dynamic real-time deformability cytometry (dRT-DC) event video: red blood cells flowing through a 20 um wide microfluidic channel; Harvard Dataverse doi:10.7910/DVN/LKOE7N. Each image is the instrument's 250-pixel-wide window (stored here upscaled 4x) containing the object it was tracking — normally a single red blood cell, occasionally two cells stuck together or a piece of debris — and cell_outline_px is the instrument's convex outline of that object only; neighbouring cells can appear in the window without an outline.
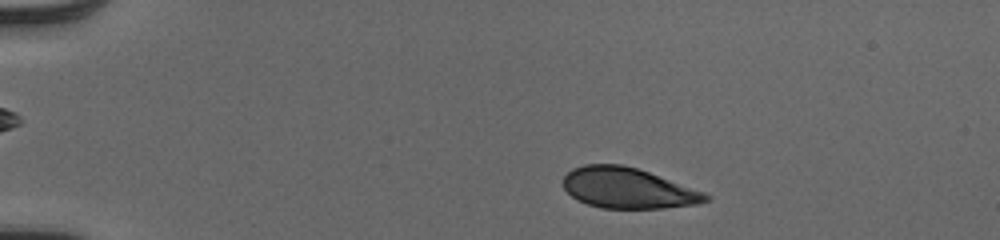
{"species": "human", "species_latin": "Homo sapiens", "temperature_condition": "cold", "stored_images_in_passage": 46, "camera_frame_rate_fps": 3000, "um_per_image_px": 0.085, "donor": {"sex": "male"}, "frame": {"image": 1, "passage_image": 5, "time_ms": 1.333, "image_size_px": [1000, 240], "cell_outline_px": [[712, 200], [700, 204], [664, 208], [600, 208], [588, 204], [572, 196], [564, 188], [564, 176], [572, 168], [584, 164], [620, 164], [636, 168], [648, 172], [704, 192], [712, 196]], "centroid_in_image_um": [53.4, 16.0], "position_along_channel_um": 31.6, "area_um2": 33.58}}
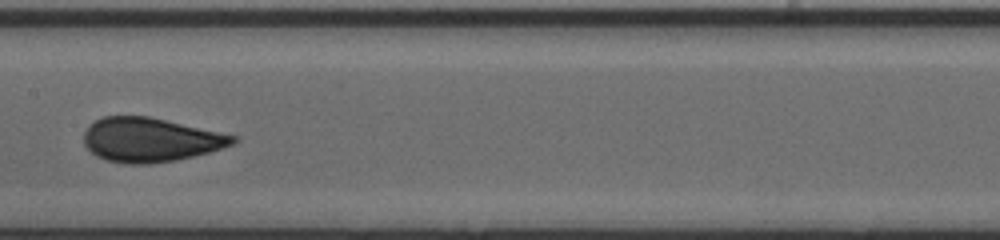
{"frame": {"image": 2, "passage_image": 23, "time_ms": 7.333, "image_size_px": [1000, 240], "cell_outline_px": [[240, 140], [232, 144], [208, 152], [176, 160], [148, 164], [124, 164], [108, 160], [96, 156], [84, 144], [84, 132], [88, 124], [104, 116], [148, 116], [240, 136]], "centroid_in_image_um": [12.78, 11.88], "position_along_channel_um": 194.6, "area_um2": 38.38}}
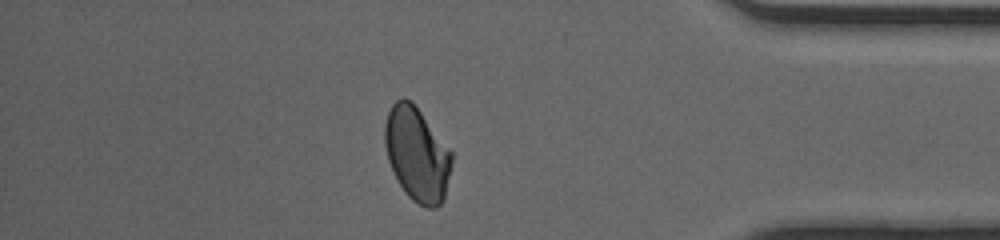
{"frame": {"image": 3, "passage_image": 40, "time_ms": 13.0, "image_size_px": [1000, 240], "cell_outline_px": [[452, 160], [444, 200], [436, 208], [428, 208], [412, 200], [404, 192], [388, 160], [384, 144], [384, 124], [388, 112], [392, 104], [396, 100], [404, 96], [420, 112], [452, 152]], "centroid_in_image_um": [35.43, 13.12], "position_along_channel_um": 399.8, "area_um2": 36.18}, "authors_computed_cell_mechanics": {"area_um2": 37.0498, "velocity_mm_per_s": 4.0632, "shape_relaxation_time_tau1_ms": 3.633, "shape_relaxation_time_tau2_ms": null, "deformation_change_tau1": 0.1307, "deformation_change_tau2": null}}